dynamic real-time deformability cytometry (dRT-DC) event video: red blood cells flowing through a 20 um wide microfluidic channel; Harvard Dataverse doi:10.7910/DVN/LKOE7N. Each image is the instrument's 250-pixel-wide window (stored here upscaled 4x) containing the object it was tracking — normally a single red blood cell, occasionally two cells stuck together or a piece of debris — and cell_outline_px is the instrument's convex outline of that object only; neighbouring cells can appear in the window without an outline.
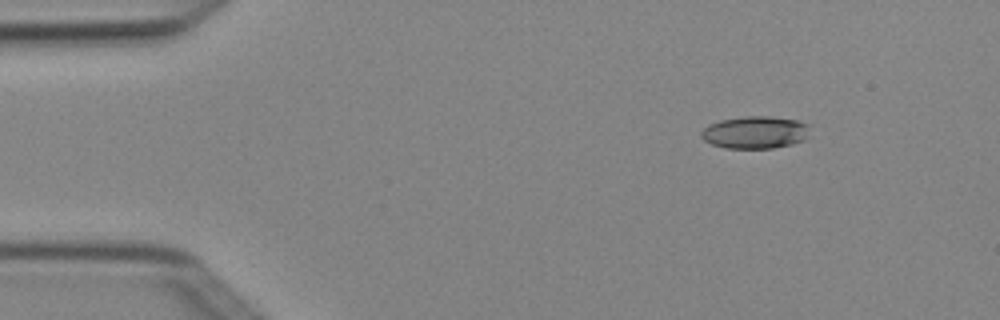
{"species": "Egyptian fruit bat (a non-hibernating species)", "species_latin": "Rousettus aegyptiacus", "temperature_condition": "cold", "stored_images_in_passage": 4, "camera_frame_rate_fps": 3000, "um_per_image_px": 0.085, "animal": {"sex": "female"}, "frame": {"image": 1, "passage_image": 1, "time_ms": 0.0, "image_size_px": [1000, 320], "cell_outline_px": [[808, 136], [804, 140], [792, 144], [772, 148], [728, 148], [712, 144], [704, 140], [700, 136], [700, 132], [708, 124], [720, 120], [744, 116], [772, 116], [796, 120], [808, 124]], "centroid_in_image_um": [64.17, 11.24], "position_along_channel_um": 20.8, "area_um2": 20.58}}
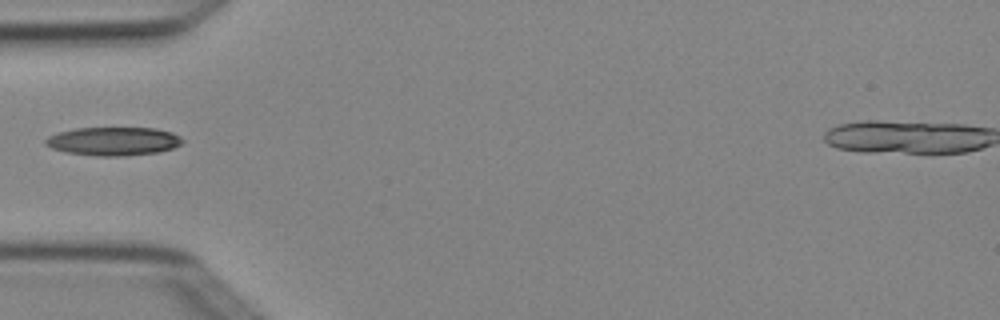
{"frame": {"image": 2, "passage_image": 3, "time_ms": 0.667, "image_size_px": [1000, 320], "cell_outline_px": [[184, 140], [180, 144], [172, 148], [160, 152], [124, 156], [96, 156], [64, 152], [52, 148], [44, 144], [44, 140], [48, 136], [60, 132], [76, 128], [156, 128], [172, 132], [180, 136]], "centroid_in_image_um": [9.64, 12.01], "position_along_channel_um": 75.4, "area_um2": 22.83}}
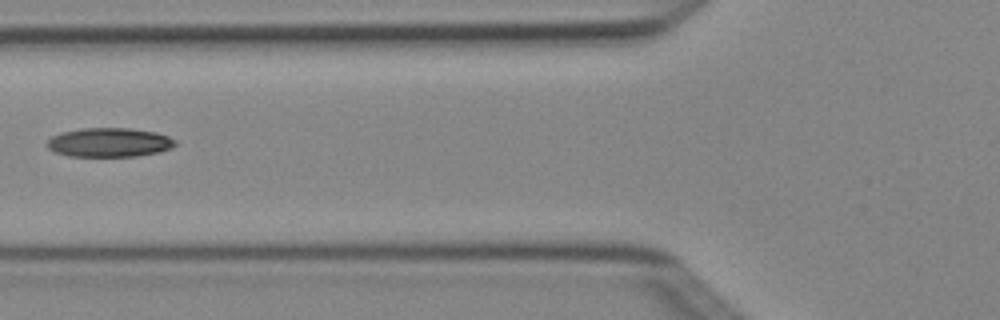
{"frame": {"image": 3, "passage_image": 4, "time_ms": 1.0, "image_size_px": [1000, 320], "cell_outline_px": [[176, 144], [172, 148], [160, 152], [136, 156], [68, 156], [56, 152], [48, 148], [44, 144], [52, 136], [64, 132], [84, 128], [128, 128], [156, 132], [168, 136], [176, 140]], "centroid_in_image_um": [9.31, 12.11], "position_along_channel_um": 116.5, "area_um2": 21.73}}